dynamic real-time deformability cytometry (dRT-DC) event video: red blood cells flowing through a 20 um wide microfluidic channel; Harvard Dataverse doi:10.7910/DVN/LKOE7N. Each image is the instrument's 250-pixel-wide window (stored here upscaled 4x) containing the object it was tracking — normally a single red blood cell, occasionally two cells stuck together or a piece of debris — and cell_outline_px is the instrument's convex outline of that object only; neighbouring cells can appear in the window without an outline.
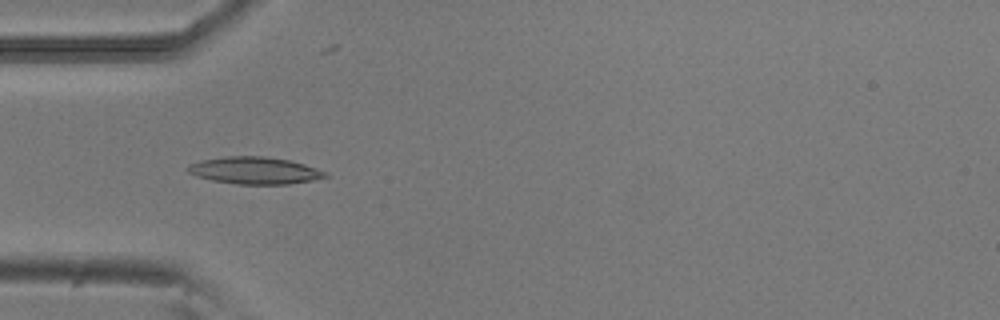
{"species": "common noctule bat (a hibernating species)", "species_latin": "Nyctalus noctula", "temperature_condition": "room temperature", "stored_images_in_passage": 5, "camera_frame_rate_fps": 3000, "um_per_image_px": 0.085, "animal": {"sex": "male", "body_mass_g": 20.5, "forearm_length_mm": 52.5}, "frame": {"image": 1, "passage_image": 2, "time_ms": 0.333, "image_size_px": [1000, 320], "cell_outline_px": [[328, 176], [312, 180], [288, 184], [236, 184], [212, 180], [196, 176], [188, 172], [184, 168], [188, 164], [200, 160], [224, 156], [264, 156], [292, 160], [328, 172]], "centroid_in_image_um": [21.61, 14.48], "position_along_channel_um": 63.4, "area_um2": 21.91}}
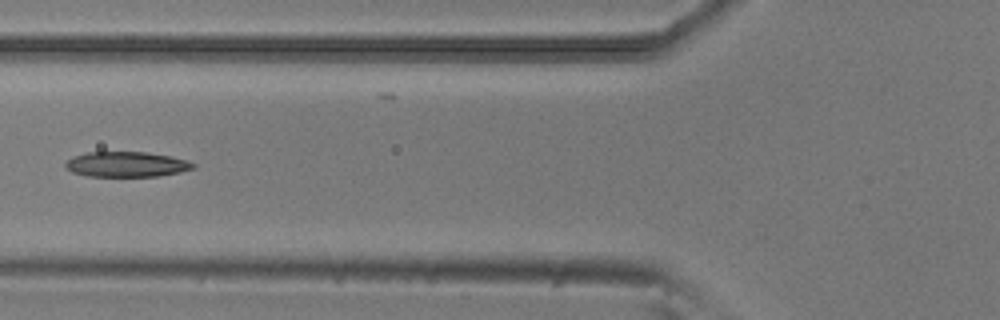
{"frame": {"image": 2, "passage_image": 3, "time_ms": 0.667, "image_size_px": [1000, 320], "cell_outline_px": [[196, 168], [180, 172], [156, 176], [88, 176], [72, 172], [64, 168], [64, 164], [72, 156], [88, 152], [144, 152], [172, 156], [196, 164]], "centroid_in_image_um": [10.73, 13.97], "position_along_channel_um": 115.1, "area_um2": 18.79}}
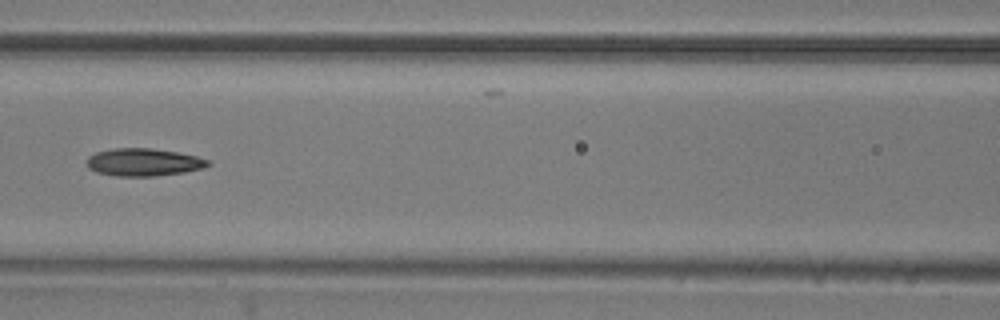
{"frame": {"image": 3, "passage_image": 4, "time_ms": 1.0, "image_size_px": [1000, 320], "cell_outline_px": [[212, 164], [204, 168], [184, 172], [156, 176], [116, 176], [96, 172], [88, 168], [88, 156], [96, 152], [112, 148], [152, 148], [176, 152], [196, 156], [212, 160]], "centroid_in_image_um": [12.24, 13.79], "position_along_channel_um": 154.4, "area_um2": 19.65}}